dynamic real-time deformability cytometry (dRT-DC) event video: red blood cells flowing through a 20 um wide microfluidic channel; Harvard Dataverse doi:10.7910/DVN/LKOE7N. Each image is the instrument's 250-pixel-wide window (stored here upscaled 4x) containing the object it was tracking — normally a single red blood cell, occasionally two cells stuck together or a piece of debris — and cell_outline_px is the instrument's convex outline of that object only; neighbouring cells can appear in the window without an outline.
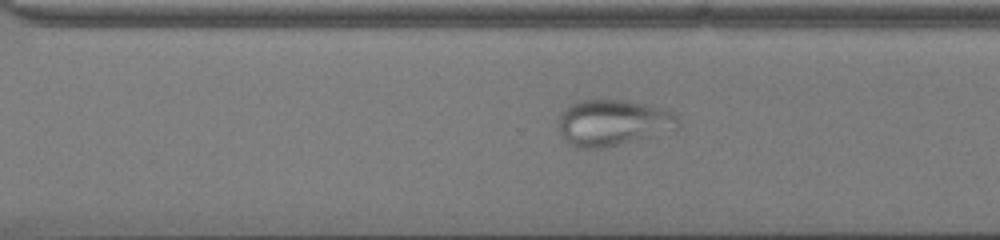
{"species": "common noctule bat (a hibernating species)", "species_latin": "Nyctalus noctula", "temperature_condition": "cold", "stored_images_in_passage": 44, "camera_frame_rate_fps": 3000, "um_per_image_px": 0.085, "animal": {"sex": "male", "body_mass_g": 13.0, "forearm_length_mm": 53.1}, "frame": {"image": 1, "passage_image": 38, "time_ms": 12.333, "image_size_px": [1000, 240], "cell_outline_px": [[680, 124], [676, 132], [600, 148], [576, 148], [560, 132], [560, 112], [572, 104], [584, 100], [620, 100], [660, 108], [672, 112], [680, 120]], "centroid_in_image_um": [52.18, 10.45], "position_along_channel_um": 318.4, "area_um2": 31.91}}